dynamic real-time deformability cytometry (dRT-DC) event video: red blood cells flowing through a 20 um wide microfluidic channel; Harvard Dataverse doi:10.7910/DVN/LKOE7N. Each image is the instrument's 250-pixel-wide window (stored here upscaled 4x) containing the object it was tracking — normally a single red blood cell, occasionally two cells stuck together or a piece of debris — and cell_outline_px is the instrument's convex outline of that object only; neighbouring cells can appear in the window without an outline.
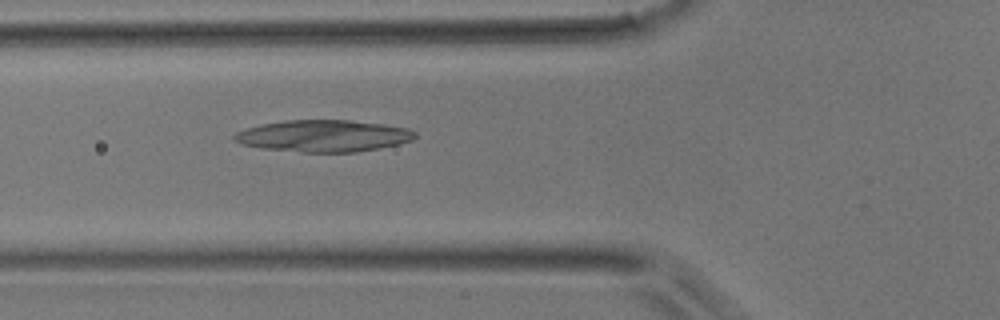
{"species": "common noctule bat (a hibernating species)", "species_latin": "Nyctalus noctula", "temperature_condition": "room temperature", "stored_images_in_passage": 41, "camera_frame_rate_fps": 3000, "um_per_image_px": 0.085, "animal": {"sex": "male", "body_mass_g": 17.9}, "frame": {"image": 1, "passage_image": 9, "time_ms": 2.667, "image_size_px": [1000, 320], "cell_outline_px": [[416, 136], [412, 140], [400, 144], [380, 148], [356, 152], [300, 152], [260, 148], [240, 144], [232, 140], [232, 136], [236, 132], [244, 128], [284, 120], [348, 120], [384, 124], [408, 128], [416, 132]], "centroid_in_image_um": [27.47, 11.55], "position_along_channel_um": 98.3, "area_um2": 33.76}}
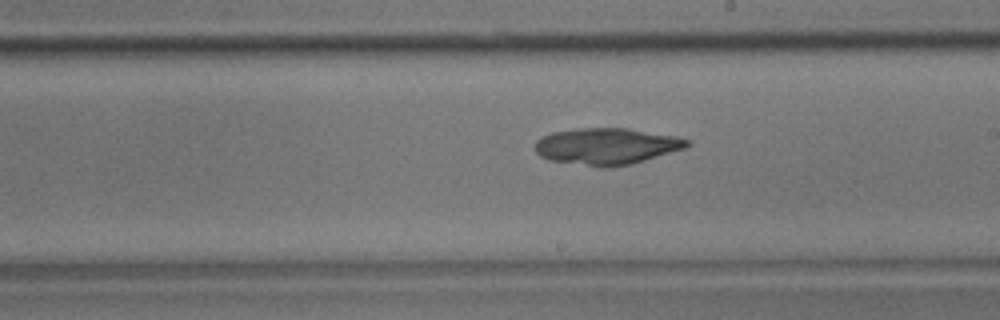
{"frame": {"image": 2, "passage_image": 19, "time_ms": 6.0, "image_size_px": [1000, 320], "cell_outline_px": [[692, 144], [684, 148], [632, 164], [608, 168], [600, 168], [548, 160], [540, 156], [536, 152], [536, 140], [540, 136], [552, 132], [580, 128], [628, 128], [676, 136], [692, 140]], "centroid_in_image_um": [51.56, 12.44], "position_along_channel_um": 237.4, "area_um2": 32.71}}
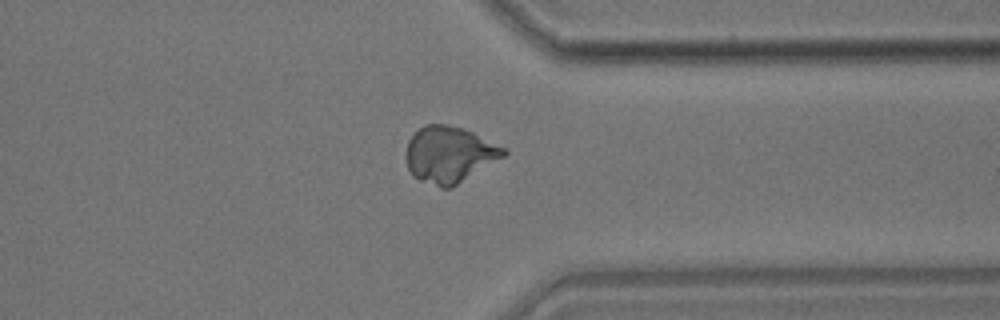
{"frame": {"image": 3, "passage_image": 29, "time_ms": 9.333, "image_size_px": [1000, 320], "cell_outline_px": [[508, 152], [504, 156], [452, 188], [440, 188], [420, 180], [412, 176], [408, 168], [408, 140], [424, 124], [444, 124], [460, 128], [472, 132], [504, 148]], "centroid_in_image_um": [38.19, 13.15], "position_along_channel_um": 373.2, "area_um2": 31.5}}